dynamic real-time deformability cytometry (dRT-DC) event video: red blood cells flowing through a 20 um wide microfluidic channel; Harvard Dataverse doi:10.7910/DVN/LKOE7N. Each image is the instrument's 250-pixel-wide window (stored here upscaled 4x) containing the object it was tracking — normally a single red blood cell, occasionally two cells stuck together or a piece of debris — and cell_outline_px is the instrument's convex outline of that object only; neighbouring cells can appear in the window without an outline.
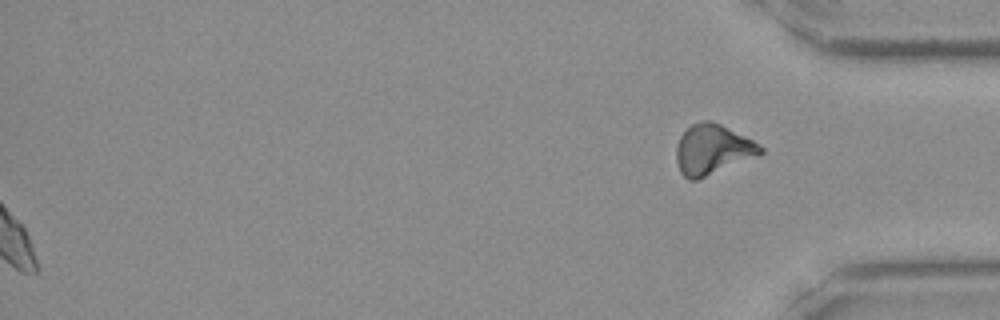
{"species": "Egyptian fruit bat (a non-hibernating species)", "species_latin": "Rousettus aegyptiacus", "temperature_condition": "room temperature", "stored_images_in_passage": 39, "segment_of_instrument_passage": [2, 2], "camera_frame_rate_fps": 3000, "um_per_image_px": 0.085, "frame": {"image": 1, "passage_image": 39, "time_ms": 12.667, "image_size_px": [1000, 320], "cell_outline_px": [[764, 152], [756, 156], [696, 180], [688, 180], [680, 172], [676, 160], [676, 148], [680, 136], [692, 124], [700, 120], [712, 120], [760, 144], [764, 148]], "centroid_in_image_um": [60.54, 12.7], "position_along_channel_um": 374.7, "area_um2": 24.28}}